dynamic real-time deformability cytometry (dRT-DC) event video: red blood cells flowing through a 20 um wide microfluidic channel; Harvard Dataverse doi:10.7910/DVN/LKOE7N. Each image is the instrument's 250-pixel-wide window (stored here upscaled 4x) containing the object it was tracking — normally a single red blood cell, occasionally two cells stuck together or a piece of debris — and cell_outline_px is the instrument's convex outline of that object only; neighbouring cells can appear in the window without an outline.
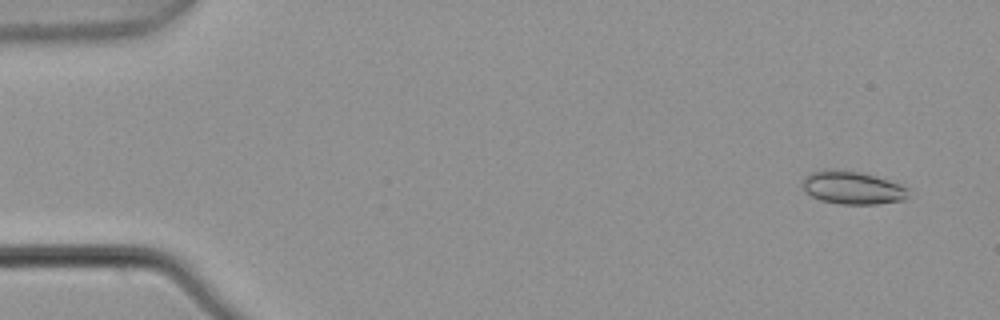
{"species": "common noctule bat (a hibernating species)", "species_latin": "Nyctalus noctula", "temperature_condition": "warm", "stored_images_in_passage": 5, "camera_frame_rate_fps": 3000, "um_per_image_px": 0.085, "animal": {"sex": "male", "body_mass_g": 21.5, "forearm_length_mm": 52.0}, "frame": {"image": 1, "passage_image": 1, "time_ms": 0.0, "image_size_px": [1000, 320], "cell_outline_px": [[908, 196], [904, 200], [880, 204], [840, 204], [820, 200], [804, 192], [800, 188], [800, 180], [804, 176], [812, 172], [832, 168], [860, 172], [876, 176], [900, 184], [908, 188]], "centroid_in_image_um": [72.39, 15.95], "position_along_channel_um": 12.6, "area_um2": 20.81}}
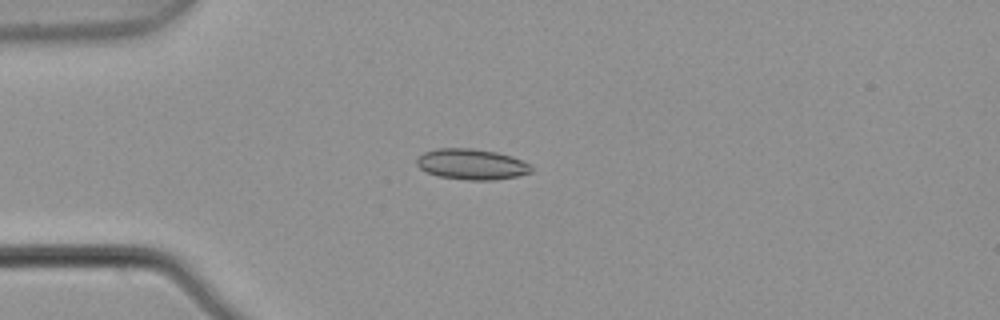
{"frame": {"image": 2, "passage_image": 4, "time_ms": 1.0, "image_size_px": [1000, 320], "cell_outline_px": [[532, 172], [516, 176], [492, 180], [468, 180], [440, 176], [428, 172], [420, 168], [416, 164], [416, 160], [424, 152], [436, 148], [472, 148], [496, 152], [512, 156], [528, 164], [532, 168]], "centroid_in_image_um": [40.07, 13.95], "position_along_channel_um": 44.9, "area_um2": 20.29}}